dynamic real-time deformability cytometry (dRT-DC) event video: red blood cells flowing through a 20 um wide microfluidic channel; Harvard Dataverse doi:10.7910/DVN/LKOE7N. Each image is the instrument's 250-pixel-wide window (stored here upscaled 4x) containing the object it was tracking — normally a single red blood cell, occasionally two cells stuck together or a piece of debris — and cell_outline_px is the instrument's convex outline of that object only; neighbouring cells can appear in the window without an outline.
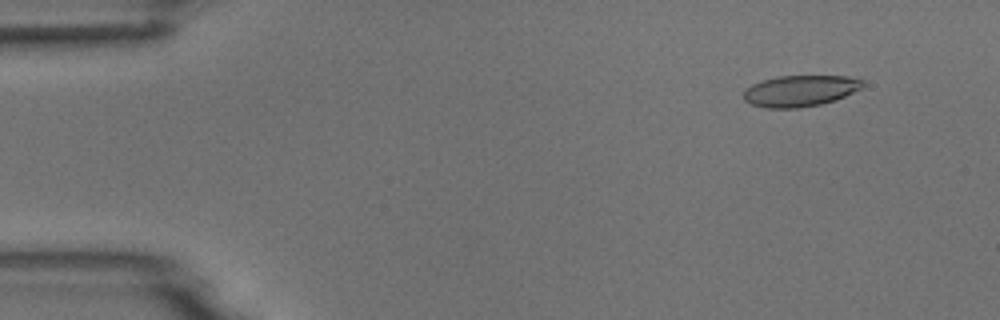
{"species": "common noctule bat (a hibernating species)", "species_latin": "Nyctalus noctula", "temperature_condition": "room temperature", "stored_images_in_passage": 6, "camera_frame_rate_fps": 3000, "um_per_image_px": 0.085, "animal": {"sex": "male", "body_mass_g": 18.8}, "frame": {"image": 1, "passage_image": 2, "time_ms": 1.0, "image_size_px": [1000, 320], "cell_outline_px": [[864, 84], [860, 88], [836, 100], [820, 104], [796, 108], [764, 108], [752, 104], [744, 100], [744, 88], [752, 84], [776, 76], [848, 76], [864, 80]], "centroid_in_image_um": [67.99, 7.72], "position_along_channel_um": 17.0, "area_um2": 21.62}}
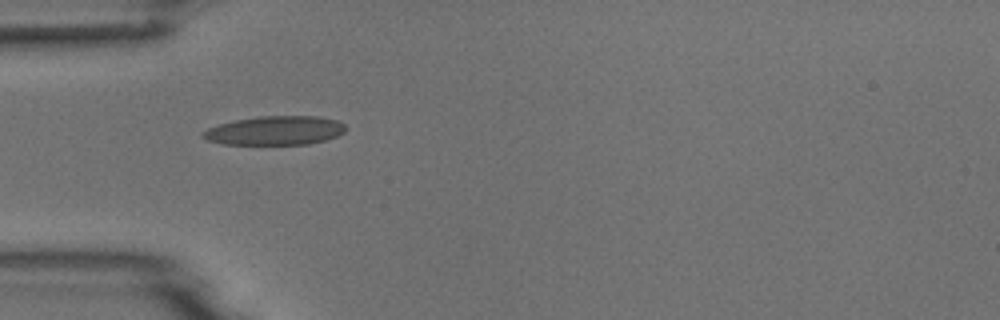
{"frame": {"image": 2, "passage_image": 5, "time_ms": 4.667, "image_size_px": [1000, 320], "cell_outline_px": [[344, 132], [336, 136], [324, 140], [308, 144], [224, 144], [208, 140], [200, 136], [200, 132], [208, 128], [220, 124], [236, 120], [260, 116], [320, 116], [336, 120], [344, 124]], "centroid_in_image_um": [23.35, 11.09], "position_along_channel_um": 61.6, "area_um2": 23.93}}